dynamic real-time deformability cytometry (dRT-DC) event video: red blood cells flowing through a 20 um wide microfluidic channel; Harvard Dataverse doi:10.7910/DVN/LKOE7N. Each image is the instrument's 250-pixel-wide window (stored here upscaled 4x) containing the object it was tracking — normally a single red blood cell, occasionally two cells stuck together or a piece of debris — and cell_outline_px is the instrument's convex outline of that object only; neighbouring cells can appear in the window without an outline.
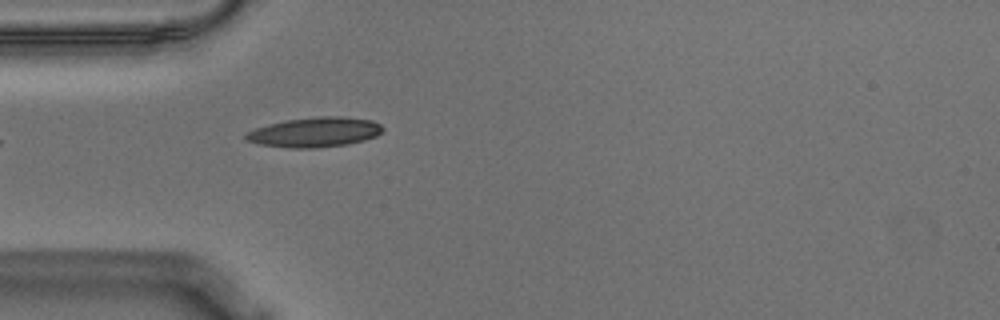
{"species": "Egyptian fruit bat (a non-hibernating species)", "species_latin": "Rousettus aegyptiacus", "temperature_condition": "warm", "stored_images_in_passage": 6, "camera_frame_rate_fps": 3000, "um_per_image_px": 0.085, "animal": {"sex": "male"}, "frame": {"image": 1, "passage_image": 1, "time_ms": 0.0, "image_size_px": [1000, 320], "cell_outline_px": [[384, 128], [376, 136], [364, 140], [348, 144], [316, 148], [288, 148], [260, 144], [244, 140], [244, 136], [248, 132], [256, 128], [288, 120], [320, 116], [340, 116], [372, 120], [380, 124]], "centroid_in_image_um": [26.77, 11.24], "position_along_channel_um": 58.2, "area_um2": 23.58}}